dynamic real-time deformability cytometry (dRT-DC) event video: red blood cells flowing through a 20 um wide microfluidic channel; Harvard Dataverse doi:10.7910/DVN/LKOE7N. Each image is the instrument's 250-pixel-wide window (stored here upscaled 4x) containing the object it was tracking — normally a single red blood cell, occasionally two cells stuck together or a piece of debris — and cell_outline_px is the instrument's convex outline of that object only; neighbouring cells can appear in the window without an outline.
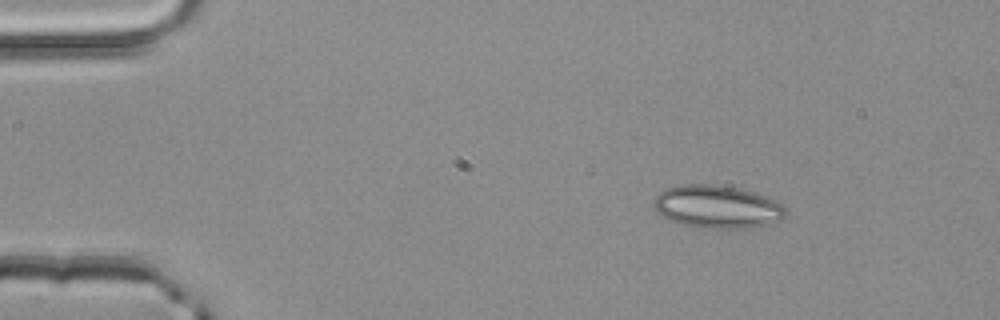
{"species": "common noctule bat (a hibernating species)", "species_latin": "Nyctalus noctula", "temperature_condition": "room temperature", "stored_images_in_passage": 3, "camera_frame_rate_fps": 3000, "um_per_image_px": 0.085, "animal": {"sex": "male", "body_mass_g": 20.4}, "frame": {"image": 1, "passage_image": 1, "time_ms": 0.0, "image_size_px": [1000, 320], "cell_outline_px": [[788, 212], [780, 220], [768, 224], [744, 228], [704, 228], [680, 224], [668, 220], [652, 204], [656, 196], [664, 188], [680, 184], [716, 184], [736, 188], [752, 192], [764, 196], [780, 204]], "centroid_in_image_um": [60.92, 17.57], "position_along_channel_um": 24.1, "area_um2": 32.71}}